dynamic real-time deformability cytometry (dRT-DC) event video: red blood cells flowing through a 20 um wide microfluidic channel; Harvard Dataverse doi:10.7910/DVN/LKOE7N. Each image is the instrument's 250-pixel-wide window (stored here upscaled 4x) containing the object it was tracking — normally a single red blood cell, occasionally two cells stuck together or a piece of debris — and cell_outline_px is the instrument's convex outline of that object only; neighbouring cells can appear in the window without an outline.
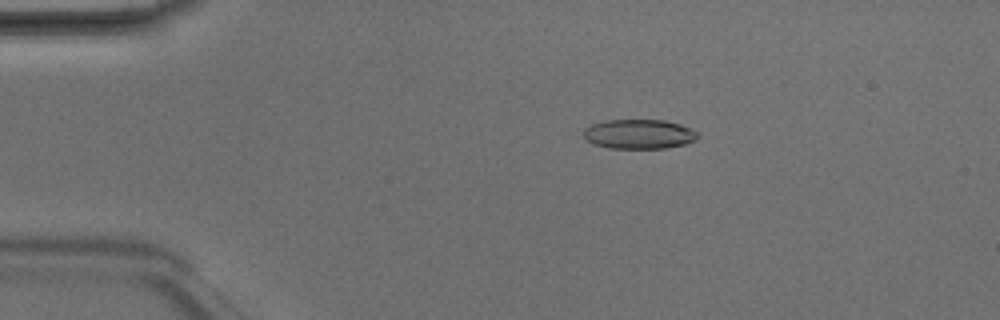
{"species": "Egyptian fruit bat (a non-hibernating species)", "species_latin": "Rousettus aegyptiacus", "temperature_condition": "room temperature", "stored_images_in_passage": 4, "camera_frame_rate_fps": 3000, "um_per_image_px": 0.085, "animal": {"sex": "male"}, "frame": {"image": 1, "passage_image": 2, "time_ms": 0.333, "image_size_px": [1000, 320], "cell_outline_px": [[700, 136], [696, 140], [684, 144], [664, 148], [612, 148], [592, 144], [584, 136], [584, 128], [592, 124], [604, 120], [664, 120], [680, 124], [696, 132]], "centroid_in_image_um": [54.3, 11.39], "position_along_channel_um": 30.7, "area_um2": 19.54}}
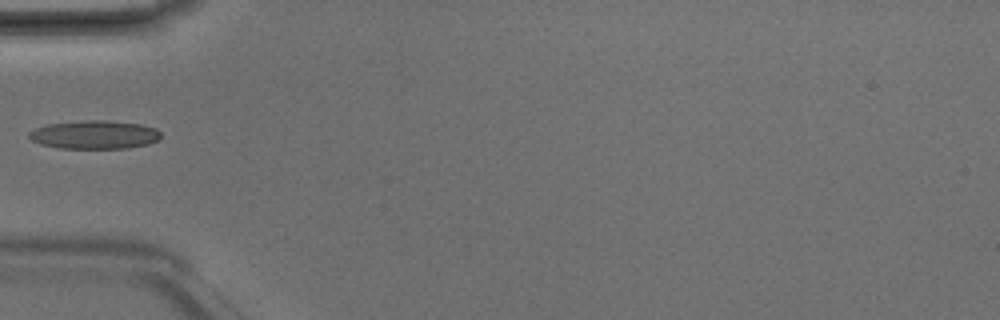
{"frame": {"image": 2, "passage_image": 4, "time_ms": 1.0, "image_size_px": [1000, 320], "cell_outline_px": [[160, 136], [156, 140], [148, 144], [128, 148], [60, 148], [40, 144], [32, 140], [28, 136], [28, 132], [36, 128], [48, 124], [84, 120], [108, 120], [140, 124], [156, 128], [160, 132]], "centroid_in_image_um": [8.02, 11.44], "position_along_channel_um": 77.0, "area_um2": 21.79}}